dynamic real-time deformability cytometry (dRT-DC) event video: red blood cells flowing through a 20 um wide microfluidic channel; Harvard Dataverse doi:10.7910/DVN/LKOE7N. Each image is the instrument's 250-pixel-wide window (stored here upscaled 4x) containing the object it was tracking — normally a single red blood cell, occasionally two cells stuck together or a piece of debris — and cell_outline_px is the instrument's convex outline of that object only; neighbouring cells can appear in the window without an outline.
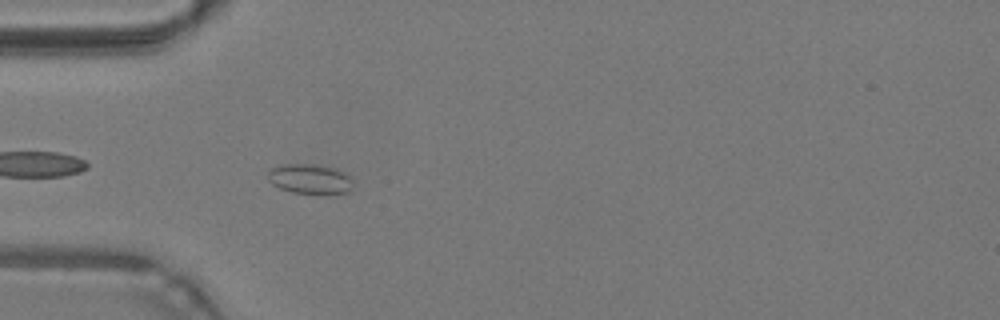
{"species": "common noctule bat (a hibernating species)", "species_latin": "Nyctalus noctula", "temperature_condition": "warm", "stored_images_in_passage": 37, "camera_frame_rate_fps": 3000, "um_per_image_px": 0.085, "animal": {"sex": "male", "body_mass_g": 19.2, "forearm_length_mm": 51.8}, "frame": {"image": 1, "passage_image": 4, "time_ms": 1.0, "image_size_px": [1000, 320], "cell_outline_px": [[352, 180], [348, 192], [292, 192], [280, 188], [272, 184], [268, 180], [268, 172], [272, 168], [280, 164], [320, 164], [336, 168], [344, 172]], "centroid_in_image_um": [26.29, 15.16], "position_along_channel_um": 58.7, "area_um2": 14.45}}
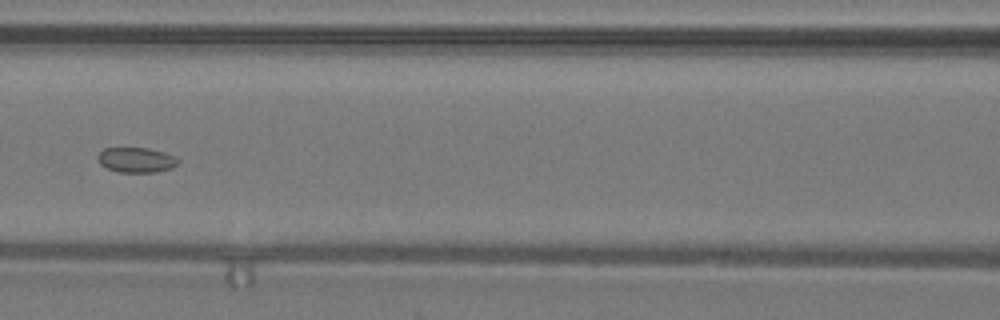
{"frame": {"image": 2, "passage_image": 11, "time_ms": 3.333, "image_size_px": [1000, 320], "cell_outline_px": [[180, 160], [172, 168], [156, 172], [120, 172], [108, 168], [100, 164], [96, 156], [104, 148], [148, 148], [164, 152], [176, 156]], "centroid_in_image_um": [11.6, 13.59], "position_along_channel_um": 155.0, "area_um2": 11.73}}
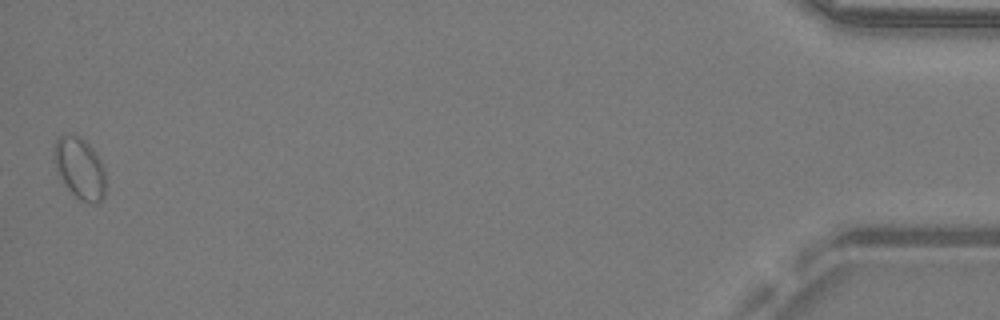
{"frame": {"image": 3, "passage_image": 37, "time_ms": 12.0, "image_size_px": [1000, 320], "cell_outline_px": [[104, 196], [96, 204], [88, 204], [80, 200], [64, 184], [60, 176], [52, 152], [56, 140], [60, 136], [80, 136], [96, 152], [104, 168]], "centroid_in_image_um": [6.79, 14.32], "position_along_channel_um": 428.4, "area_um2": 18.15}, "authors_computed_cell_mechanics": {"area_um2": 12.8316, "velocity_mm_per_s": 4.2632, "shape_relaxation_time_tau1_ms": null, "shape_relaxation_time_tau2_ms": 2.1499, "deformation_change_tau1": null, "deformation_change_tau2": 0.0495}}